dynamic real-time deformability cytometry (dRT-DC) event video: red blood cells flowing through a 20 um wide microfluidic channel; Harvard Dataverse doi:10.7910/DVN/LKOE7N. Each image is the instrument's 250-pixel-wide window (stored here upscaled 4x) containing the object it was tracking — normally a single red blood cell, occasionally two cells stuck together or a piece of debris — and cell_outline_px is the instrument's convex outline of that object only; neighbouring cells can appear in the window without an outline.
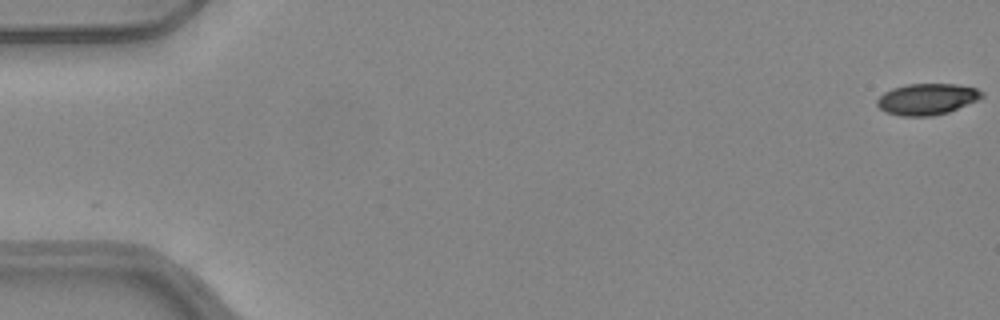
{"species": "common noctule bat (a hibernating species)", "species_latin": "Nyctalus noctula", "temperature_condition": "warm", "stored_images_in_passage": 52, "camera_frame_rate_fps": 3000, "um_per_image_px": 0.085, "animal": {"sex": "female", "body_mass_g": 24.6, "forearm_length_mm": 56.2}, "frame": {"image": 1, "passage_image": 1, "time_ms": 0.0, "image_size_px": [1000, 320], "cell_outline_px": [[984, 96], [976, 100], [948, 112], [932, 116], [900, 116], [888, 112], [880, 108], [876, 104], [876, 100], [884, 92], [892, 88], [908, 84], [956, 84], [976, 88], [984, 92]], "centroid_in_image_um": [78.78, 8.42], "position_along_channel_um": 6.2, "area_um2": 18.96}}
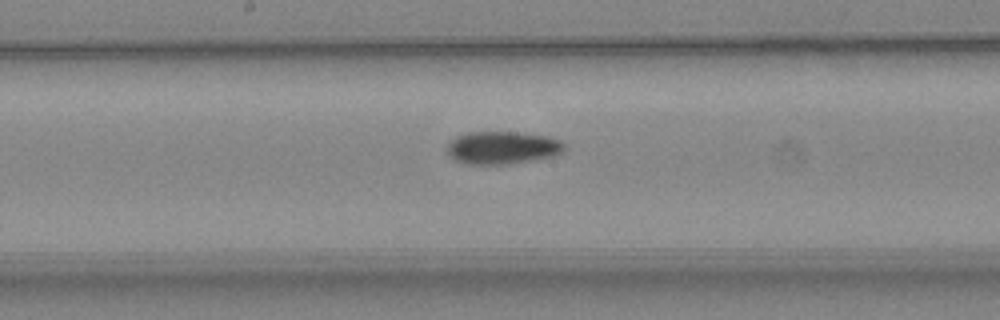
{"frame": {"image": 2, "passage_image": 28, "time_ms": 9.0, "image_size_px": [1000, 320], "cell_outline_px": [[564, 152], [552, 156], [512, 164], [464, 164], [452, 160], [448, 156], [448, 144], [456, 136], [468, 132], [516, 132], [548, 136], [560, 140], [564, 144]], "centroid_in_image_um": [42.68, 12.56], "position_along_channel_um": 205.5, "area_um2": 22.54}}
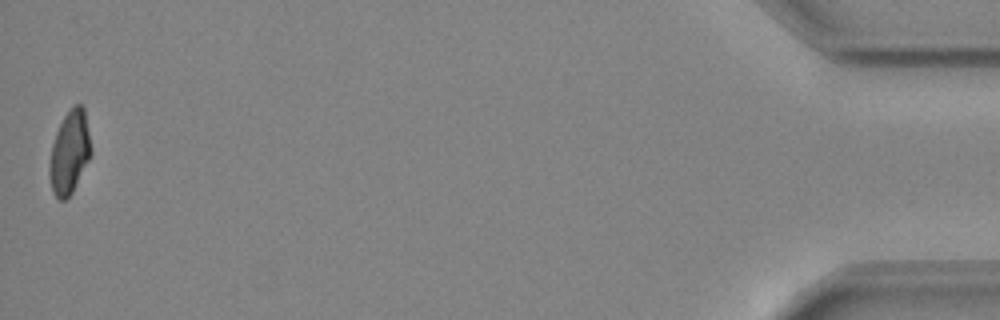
{"frame": {"image": 3, "passage_image": 52, "time_ms": 17.0, "image_size_px": [1000, 320], "cell_outline_px": [[92, 152], [72, 192], [64, 200], [60, 200], [52, 192], [48, 172], [48, 168], [52, 144], [56, 132], [64, 116], [76, 104], [80, 104], [84, 108], [92, 148]], "centroid_in_image_um": [5.9, 12.96], "position_along_channel_um": 429.3, "area_um2": 19.88}, "authors_computed_cell_mechanics": {"area_um2": 21.0392, "velocity_mm_per_s": 4.0145, "shape_relaxation_time_tau1_ms": 5.2152, "shape_relaxation_time_tau2_ms": 9.0611, "deformation_change_tau1": 0.1506, "deformation_change_tau2": 0.1568}}